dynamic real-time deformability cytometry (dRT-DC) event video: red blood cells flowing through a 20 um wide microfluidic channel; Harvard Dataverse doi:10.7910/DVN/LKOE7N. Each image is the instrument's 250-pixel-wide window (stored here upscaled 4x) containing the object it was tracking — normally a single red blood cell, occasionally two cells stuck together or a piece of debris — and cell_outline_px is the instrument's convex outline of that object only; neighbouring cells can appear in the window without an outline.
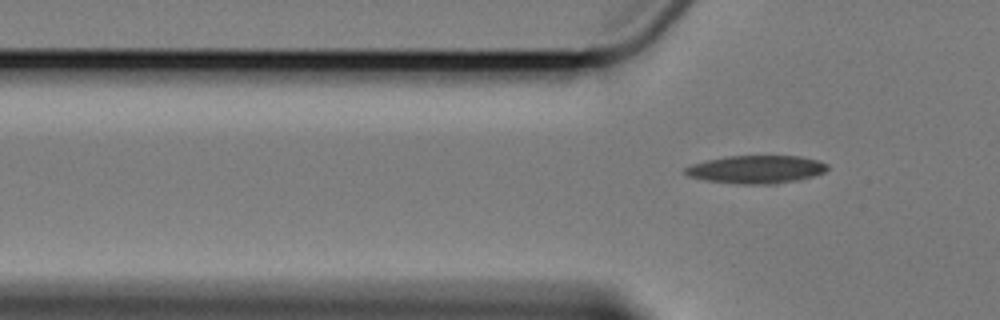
{"species": "Egyptian fruit bat (a non-hibernating species)", "species_latin": "Rousettus aegyptiacus", "temperature_condition": "cold", "stored_images_in_passage": 3, "segment_of_instrument_passage": [2, 2], "camera_frame_rate_fps": 3000, "um_per_image_px": 0.085, "animal": {"sex": "female"}, "frame": {"image": 1, "passage_image": 3, "time_ms": 2.333, "image_size_px": [1000, 320], "cell_outline_px": [[828, 168], [824, 172], [812, 176], [796, 180], [776, 184], [740, 184], [708, 180], [688, 176], [684, 172], [684, 168], [692, 164], [708, 160], [728, 156], [800, 156], [820, 160], [828, 164]], "centroid_in_image_um": [64.31, 14.39], "position_along_channel_um": 61.5, "area_um2": 23.06}}